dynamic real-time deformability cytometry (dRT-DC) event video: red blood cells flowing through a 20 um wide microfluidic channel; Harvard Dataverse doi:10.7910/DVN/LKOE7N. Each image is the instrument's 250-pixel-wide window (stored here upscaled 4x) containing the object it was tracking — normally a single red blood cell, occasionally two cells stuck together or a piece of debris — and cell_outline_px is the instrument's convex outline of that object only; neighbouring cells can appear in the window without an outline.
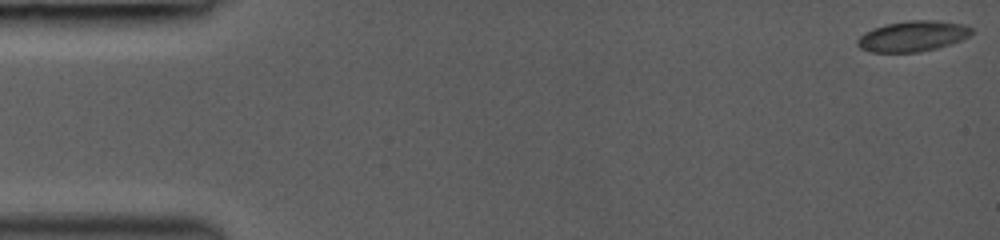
{"species": "common noctule bat (a hibernating species)", "species_latin": "Nyctalus noctula", "temperature_condition": "room temperature", "stored_images_in_passage": 22, "camera_frame_rate_fps": 3000, "um_per_image_px": 0.085, "animal": {"sex": "female", "body_mass_g": 19.0, "forearm_length_mm": 53.3}, "frame": {"image": 1, "passage_image": 1, "time_ms": 0.0, "image_size_px": [1000, 240], "cell_outline_px": [[976, 32], [960, 40], [936, 48], [920, 52], [868, 52], [860, 48], [856, 44], [856, 40], [864, 32], [872, 28], [888, 24], [908, 20], [936, 20], [964, 24], [972, 28]], "centroid_in_image_um": [77.57, 3.07], "position_along_channel_um": 7.4, "area_um2": 20.46}}
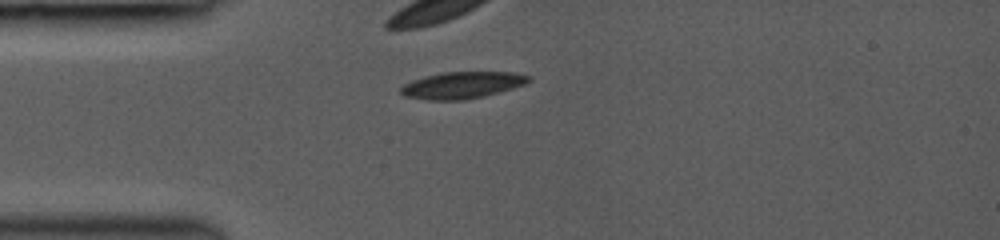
{"frame": {"image": 2, "passage_image": 14, "time_ms": 4.0, "image_size_px": [1000, 240], "cell_outline_px": [[532, 80], [524, 84], [512, 88], [484, 96], [464, 100], [428, 100], [404, 96], [400, 92], [400, 88], [404, 84], [412, 80], [424, 76], [444, 72], [512, 72], [532, 76]], "centroid_in_image_um": [39.27, 7.23], "position_along_channel_um": 45.7, "area_um2": 19.94}}